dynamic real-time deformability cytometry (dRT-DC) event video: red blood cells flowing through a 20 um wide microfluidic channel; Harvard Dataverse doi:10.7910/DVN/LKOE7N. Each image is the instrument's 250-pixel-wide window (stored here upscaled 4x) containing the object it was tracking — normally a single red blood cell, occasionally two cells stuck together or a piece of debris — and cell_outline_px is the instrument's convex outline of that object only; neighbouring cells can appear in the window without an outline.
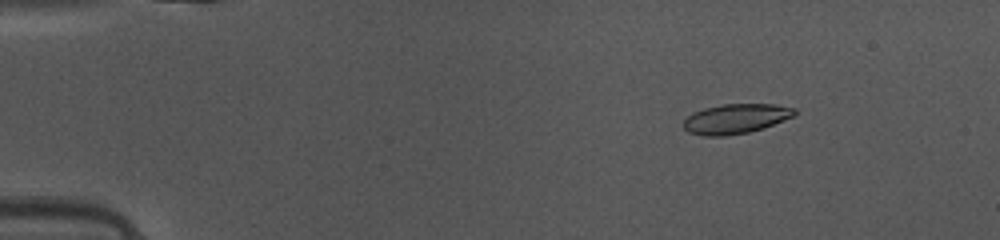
{"species": "common noctule bat (a hibernating species)", "species_latin": "Nyctalus noctula", "temperature_condition": "warm", "stored_images_in_passage": 14, "camera_frame_rate_fps": 3000, "um_per_image_px": 0.085, "animal": {"sex": "female", "body_mass_g": 10.0, "forearm_length_mm": 53.1}, "frame": {"image": 1, "passage_image": 7, "time_ms": 2.0, "image_size_px": [1000, 240], "cell_outline_px": [[796, 116], [764, 128], [748, 132], [724, 136], [704, 136], [688, 132], [684, 128], [684, 120], [692, 112], [704, 108], [724, 104], [772, 104], [796, 108]], "centroid_in_image_um": [62.56, 10.09], "position_along_channel_um": 22.4, "area_um2": 19.36}}